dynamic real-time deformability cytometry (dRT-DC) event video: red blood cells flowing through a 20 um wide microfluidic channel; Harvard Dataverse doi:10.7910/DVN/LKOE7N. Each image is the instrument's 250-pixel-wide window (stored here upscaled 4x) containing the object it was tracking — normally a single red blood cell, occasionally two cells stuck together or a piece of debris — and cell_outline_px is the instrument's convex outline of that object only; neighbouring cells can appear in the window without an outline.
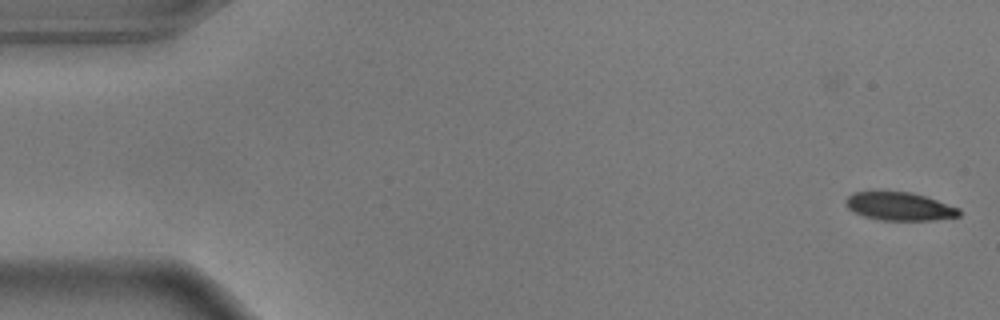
{"species": "common noctule bat (a hibernating species)", "species_latin": "Nyctalus noctula", "temperature_condition": "warm", "stored_images_in_passage": 15, "camera_frame_rate_fps": 3000, "um_per_image_px": 0.085, "animal": {"sex": "male", "body_mass_g": 17.9}, "frame": {"image": 1, "passage_image": 1, "time_ms": 0.0, "image_size_px": [1000, 320], "cell_outline_px": [[960, 216], [932, 220], [880, 220], [864, 216], [848, 208], [844, 204], [844, 200], [852, 192], [912, 192], [960, 208]], "centroid_in_image_um": [76.44, 17.54], "position_along_channel_um": 8.6, "area_um2": 18.5}}
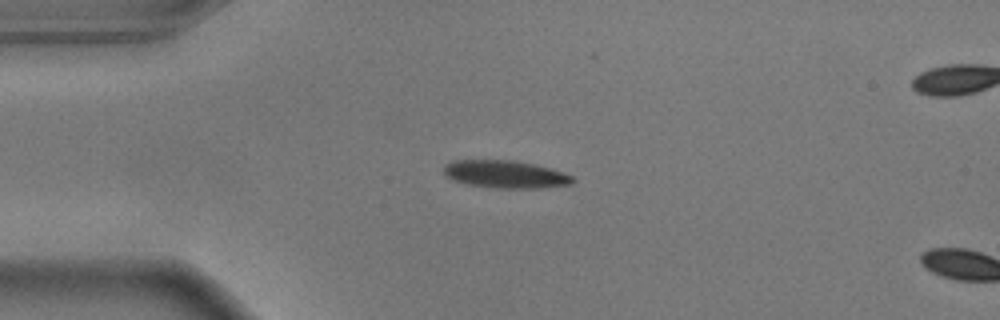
{"frame": {"image": 2, "passage_image": 13, "time_ms": 4.0, "image_size_px": [1000, 320], "cell_outline_px": [[576, 180], [572, 184], [540, 188], [496, 188], [468, 184], [452, 180], [444, 176], [444, 164], [452, 160], [512, 160], [536, 164], [552, 168], [564, 172], [572, 176]], "centroid_in_image_um": [42.96, 14.81], "position_along_channel_um": 42.0, "area_um2": 21.04}}